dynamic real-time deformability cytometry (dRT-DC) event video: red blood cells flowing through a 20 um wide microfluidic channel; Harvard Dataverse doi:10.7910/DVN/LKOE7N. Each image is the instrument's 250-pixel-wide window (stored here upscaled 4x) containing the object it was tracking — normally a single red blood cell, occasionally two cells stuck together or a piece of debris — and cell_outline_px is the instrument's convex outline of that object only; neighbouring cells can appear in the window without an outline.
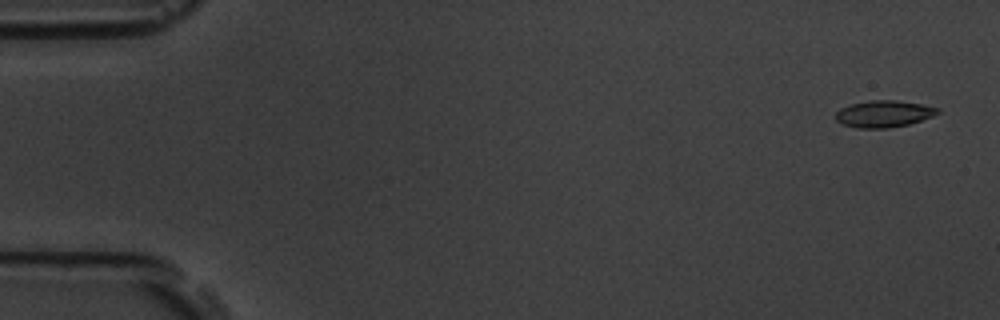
{"species": "common noctule bat (a hibernating species)", "species_latin": "Nyctalus noctula", "temperature_condition": "room temperature", "stored_images_in_passage": 54, "camera_frame_rate_fps": 3000, "um_per_image_px": 0.085, "animal": {"sex": "male", "body_mass_g": 19.5, "forearm_length_mm": 54.6}, "frame": {"image": 1, "passage_image": 2, "time_ms": 0.333, "image_size_px": [1000, 320], "cell_outline_px": [[940, 112], [932, 116], [908, 124], [888, 128], [856, 128], [844, 124], [836, 120], [836, 112], [840, 108], [852, 104], [868, 100], [896, 100], [920, 104], [940, 108]], "centroid_in_image_um": [75.11, 9.67], "position_along_channel_um": 9.9, "area_um2": 15.78}}
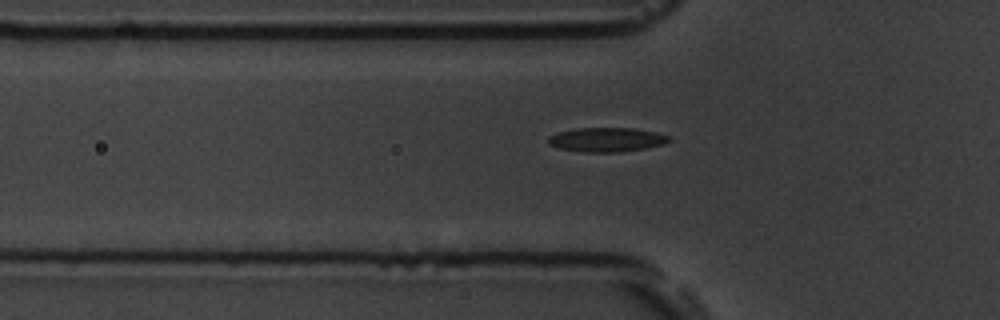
{"frame": {"image": 2, "passage_image": 18, "time_ms": 5.667, "image_size_px": [1000, 320], "cell_outline_px": [[672, 140], [664, 144], [644, 148], [620, 152], [584, 152], [560, 148], [548, 144], [548, 136], [556, 132], [576, 128], [636, 128], [656, 132], [672, 136]], "centroid_in_image_um": [51.59, 11.86], "position_along_channel_um": 74.2, "area_um2": 17.22}}
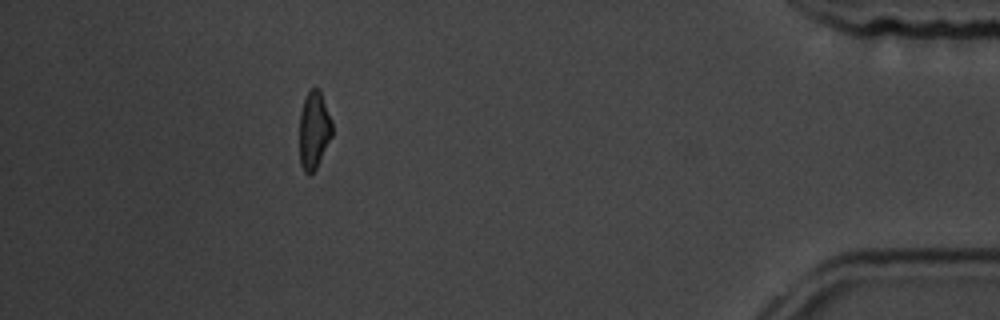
{"frame": {"image": 3, "passage_image": 49, "time_ms": 16.0, "image_size_px": [1000, 320], "cell_outline_px": [[332, 136], [316, 168], [308, 176], [304, 172], [300, 164], [300, 112], [308, 88], [320, 88], [332, 120]], "centroid_in_image_um": [26.69, 11.03], "position_along_channel_um": 408.5, "area_um2": 14.97}, "authors_computed_cell_mechanics": {"area_um2": 16.0973, "velocity_mm_per_s": 3.7632, "shape_relaxation_time_tau1_ms": 6.7541, "shape_relaxation_time_tau2_ms": 3.325, "deformation_change_tau1": 0.1971, "deformation_change_tau2": 0.0991}}